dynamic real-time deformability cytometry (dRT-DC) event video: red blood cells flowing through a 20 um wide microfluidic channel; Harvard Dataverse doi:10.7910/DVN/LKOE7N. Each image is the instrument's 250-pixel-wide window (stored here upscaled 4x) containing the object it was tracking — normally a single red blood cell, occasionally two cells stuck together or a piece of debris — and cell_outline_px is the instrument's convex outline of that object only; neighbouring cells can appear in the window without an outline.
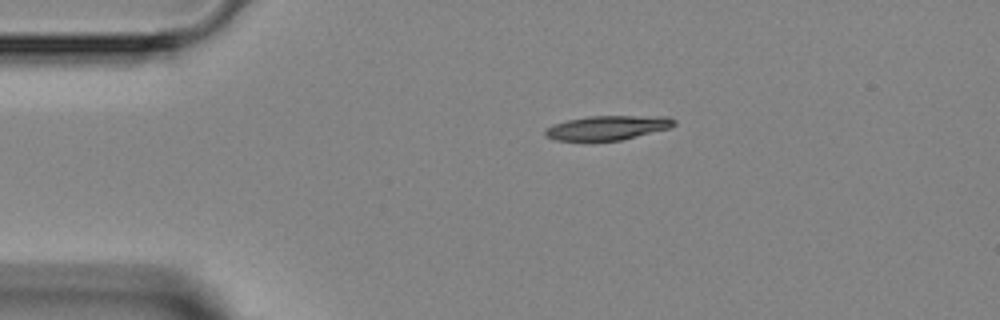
{"species": "Egyptian fruit bat (a non-hibernating species)", "species_latin": "Rousettus aegyptiacus", "temperature_condition": "room temperature", "stored_images_in_passage": 2, "camera_frame_rate_fps": 3000, "um_per_image_px": 0.085, "animal": {"sex": "female"}, "frame": {"image": 1, "passage_image": 1, "time_ms": 0.0, "image_size_px": [1000, 320], "cell_outline_px": [[676, 124], [668, 128], [620, 140], [556, 140], [544, 136], [544, 128], [552, 124], [568, 120], [588, 116], [668, 116], [676, 120]], "centroid_in_image_um": [51.6, 10.84], "position_along_channel_um": 33.4, "area_um2": 18.15}}